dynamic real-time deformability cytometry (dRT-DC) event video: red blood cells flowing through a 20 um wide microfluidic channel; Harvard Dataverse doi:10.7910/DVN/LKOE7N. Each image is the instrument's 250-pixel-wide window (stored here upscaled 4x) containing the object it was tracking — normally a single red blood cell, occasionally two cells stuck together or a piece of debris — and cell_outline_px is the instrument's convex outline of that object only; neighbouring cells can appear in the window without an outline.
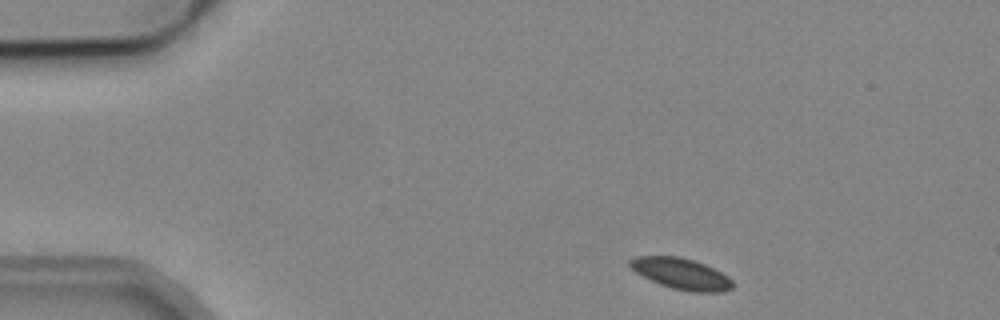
{"species": "common noctule bat (a hibernating species)", "species_latin": "Nyctalus noctula", "temperature_condition": "cold", "stored_images_in_passage": 2, "camera_frame_rate_fps": 3000, "um_per_image_px": 0.085, "animal": {"sex": "male", "body_mass_g": 19.2, "forearm_length_mm": 51.8}, "frame": {"image": 1, "passage_image": 1, "time_ms": 0.0, "image_size_px": [1000, 320], "cell_outline_px": [[736, 284], [732, 288], [724, 292], [692, 292], [672, 288], [660, 284], [636, 272], [628, 264], [628, 260], [636, 256], [680, 256], [704, 264], [728, 276]], "centroid_in_image_um": [57.93, 23.27], "position_along_channel_um": 27.1, "area_um2": 18.55}}